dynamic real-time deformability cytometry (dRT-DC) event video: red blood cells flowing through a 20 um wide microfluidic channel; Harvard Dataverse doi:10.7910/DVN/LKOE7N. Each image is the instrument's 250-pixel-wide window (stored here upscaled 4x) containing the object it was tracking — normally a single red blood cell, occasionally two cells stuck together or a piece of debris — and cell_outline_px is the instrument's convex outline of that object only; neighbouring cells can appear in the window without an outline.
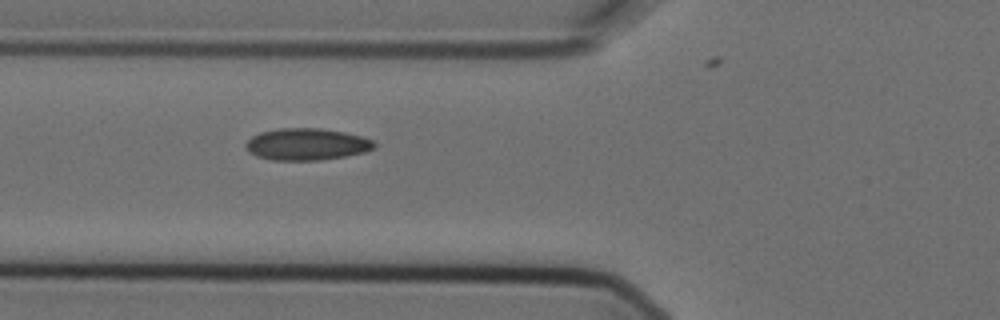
{"species": "Egyptian fruit bat (a non-hibernating species)", "species_latin": "Rousettus aegyptiacus", "temperature_condition": "cold", "stored_images_in_passage": 5, "camera_frame_rate_fps": 3000, "um_per_image_px": 0.085, "animal": {"sex": "female"}, "frame": {"image": 1, "passage_image": 5, "time_ms": 1.333, "image_size_px": [1000, 320], "cell_outline_px": [[376, 144], [372, 148], [364, 152], [344, 156], [320, 160], [272, 160], [256, 156], [248, 152], [244, 148], [244, 144], [252, 136], [260, 132], [280, 128], [320, 128], [344, 132], [360, 136], [372, 140]], "centroid_in_image_um": [26.01, 12.26], "position_along_channel_um": 99.8, "area_um2": 23.81}}